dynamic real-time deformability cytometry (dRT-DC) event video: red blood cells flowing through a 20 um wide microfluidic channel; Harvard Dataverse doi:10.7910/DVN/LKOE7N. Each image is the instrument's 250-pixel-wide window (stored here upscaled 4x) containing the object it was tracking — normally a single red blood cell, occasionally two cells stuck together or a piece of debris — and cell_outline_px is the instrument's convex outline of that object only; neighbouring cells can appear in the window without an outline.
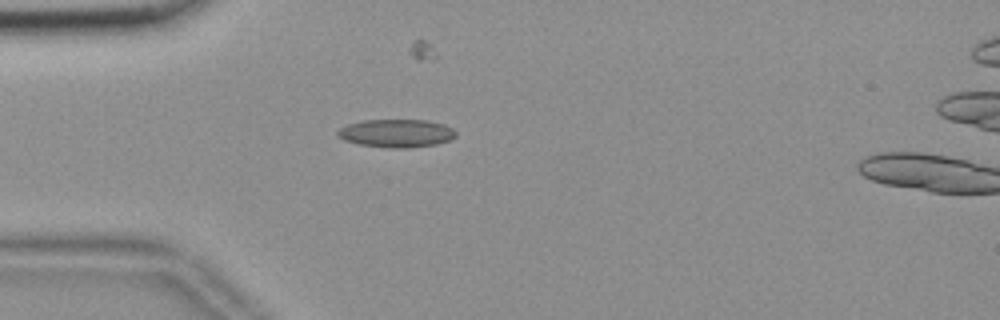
{"species": "common noctule bat (a hibernating species)", "species_latin": "Nyctalus noctula", "temperature_condition": "room temperature", "stored_images_in_passage": 3, "camera_frame_rate_fps": 3000, "um_per_image_px": 0.085, "animal": {"sex": "female", "body_mass_g": 18.4}, "frame": {"image": 1, "passage_image": 1, "time_ms": 0.0, "image_size_px": [1000, 320], "cell_outline_px": [[456, 136], [448, 140], [436, 144], [408, 148], [388, 148], [360, 144], [344, 140], [336, 132], [340, 128], [348, 124], [364, 120], [424, 120], [444, 124], [452, 128], [456, 132]], "centroid_in_image_um": [33.7, 11.32], "position_along_channel_um": 51.3, "area_um2": 19.19}}